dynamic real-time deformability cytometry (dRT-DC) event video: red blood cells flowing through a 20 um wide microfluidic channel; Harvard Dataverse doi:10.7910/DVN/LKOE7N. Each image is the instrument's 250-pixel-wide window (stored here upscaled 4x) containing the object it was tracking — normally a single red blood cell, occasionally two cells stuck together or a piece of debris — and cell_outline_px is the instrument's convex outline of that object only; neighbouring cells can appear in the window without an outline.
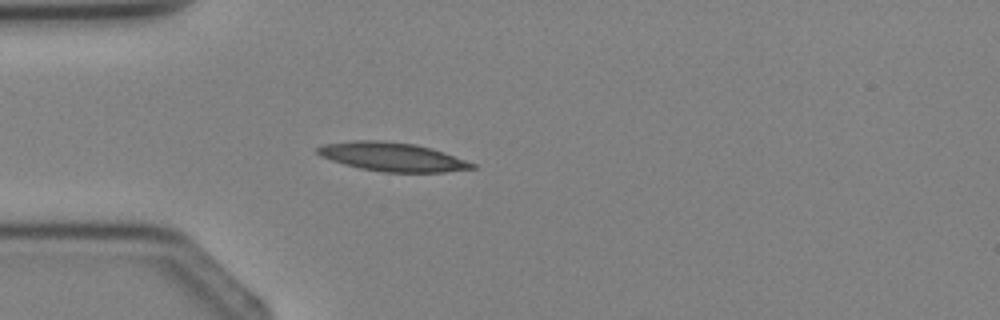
{"species": "Egyptian fruit bat (a non-hibernating species)", "species_latin": "Rousettus aegyptiacus", "temperature_condition": "cold", "stored_images_in_passage": 2, "camera_frame_rate_fps": 3000, "um_per_image_px": 0.085, "animal": {"sex": "female"}, "frame": {"image": 1, "passage_image": 2, "time_ms": 1.333, "image_size_px": [1000, 320], "cell_outline_px": [[476, 168], [444, 172], [384, 172], [360, 168], [344, 164], [320, 156], [316, 152], [316, 148], [324, 144], [352, 140], [384, 140], [416, 144], [432, 148], [444, 152], [476, 164]], "centroid_in_image_um": [33.34, 13.32], "position_along_channel_um": 51.7, "area_um2": 25.95}}